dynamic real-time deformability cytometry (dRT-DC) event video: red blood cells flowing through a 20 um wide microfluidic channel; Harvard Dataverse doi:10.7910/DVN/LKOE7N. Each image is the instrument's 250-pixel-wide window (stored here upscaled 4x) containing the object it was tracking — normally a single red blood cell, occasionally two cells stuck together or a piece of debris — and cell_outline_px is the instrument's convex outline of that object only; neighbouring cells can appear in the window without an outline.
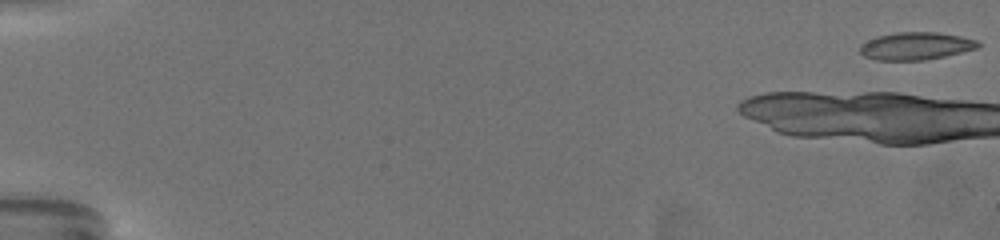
{"species": "common noctule bat (a hibernating species)", "species_latin": "Nyctalus noctula", "temperature_condition": "warm", "stored_images_in_passage": 10, "camera_frame_rate_fps": 3000, "um_per_image_px": 0.085, "animal": {"sex": "female", "body_mass_g": 19.5, "forearm_length_mm": 54.1}, "frame": {"image": 1, "passage_image": 1, "time_ms": 0.0, "image_size_px": [1000, 240], "cell_outline_px": [[980, 44], [976, 48], [944, 56], [924, 60], [876, 60], [864, 56], [860, 52], [860, 44], [868, 40], [880, 36], [896, 32], [936, 32], [960, 36], [976, 40]], "centroid_in_image_um": [77.81, 3.91], "position_along_channel_um": 7.2, "area_um2": 18.73}}